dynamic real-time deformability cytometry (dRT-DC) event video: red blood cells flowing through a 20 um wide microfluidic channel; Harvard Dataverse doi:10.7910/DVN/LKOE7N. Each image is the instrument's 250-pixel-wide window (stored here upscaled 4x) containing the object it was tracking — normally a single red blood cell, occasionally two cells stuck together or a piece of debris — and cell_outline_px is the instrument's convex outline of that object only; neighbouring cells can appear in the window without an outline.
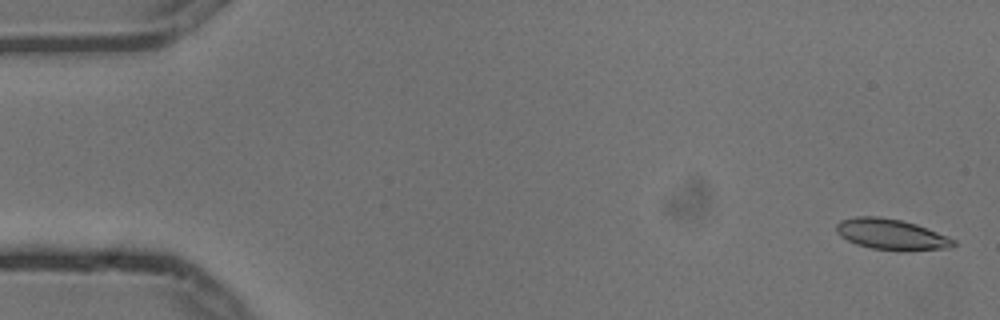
{"species": "common noctule bat (a hibernating species)", "species_latin": "Nyctalus noctula", "temperature_condition": "cold", "stored_images_in_passage": 5, "camera_frame_rate_fps": 3000, "um_per_image_px": 0.085, "animal": {"sex": "male", "body_mass_g": 13.3}, "frame": {"image": 1, "passage_image": 1, "time_ms": 0.0, "image_size_px": [1000, 320], "cell_outline_px": [[956, 244], [952, 248], [872, 248], [856, 244], [840, 236], [836, 232], [836, 224], [840, 220], [856, 216], [876, 216], [900, 220], [916, 224], [948, 236], [956, 240]], "centroid_in_image_um": [75.71, 19.87], "position_along_channel_um": 9.3, "area_um2": 20.17}}
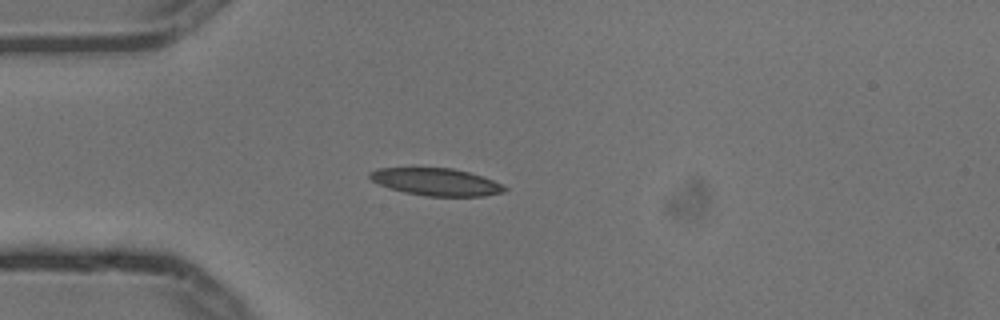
{"frame": {"image": 2, "passage_image": 5, "time_ms": 1.333, "image_size_px": [1000, 320], "cell_outline_px": [[508, 188], [504, 192], [484, 196], [424, 196], [404, 192], [388, 188], [372, 180], [368, 176], [368, 172], [376, 168], [452, 168], [468, 172], [492, 180]], "centroid_in_image_um": [37.03, 15.46], "position_along_channel_um": 48.0, "area_um2": 21.39}}